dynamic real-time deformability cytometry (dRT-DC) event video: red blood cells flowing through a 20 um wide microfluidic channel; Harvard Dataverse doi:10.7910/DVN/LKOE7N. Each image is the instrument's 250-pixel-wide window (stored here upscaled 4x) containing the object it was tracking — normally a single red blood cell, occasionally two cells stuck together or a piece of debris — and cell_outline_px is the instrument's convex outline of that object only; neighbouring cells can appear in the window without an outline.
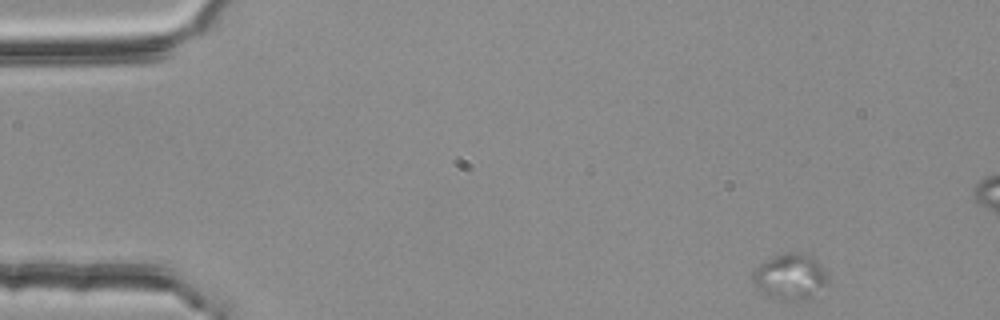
{"species": "common noctule bat (a hibernating species)", "species_latin": "Nyctalus noctula", "temperature_condition": "room temperature", "stored_images_in_passage": 51, "camera_frame_rate_fps": 3000, "um_per_image_px": 0.085, "animal": {"sex": "female", "body_mass_g": 25.1}, "frame": {"image": 1, "passage_image": 1, "time_ms": 0.0, "image_size_px": [1000, 320], "cell_outline_px": [[828, 280], [812, 300], [804, 304], [784, 304], [760, 292], [756, 288], [752, 280], [752, 272], [760, 264], [772, 256], [784, 252], [804, 252], [812, 256], [824, 268], [828, 276]], "centroid_in_image_um": [67.17, 23.61], "position_along_channel_um": 17.8, "area_um2": 21.44}}
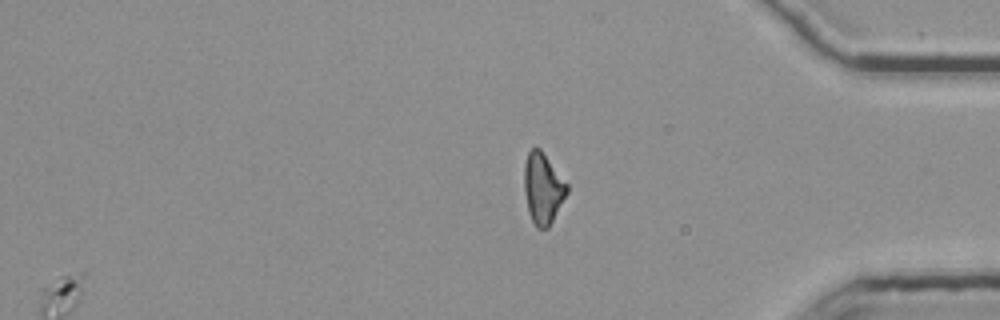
{"frame": {"image": 2, "passage_image": 51, "time_ms": 16.667, "image_size_px": [1000, 320], "cell_outline_px": [[568, 192], [548, 228], [536, 228], [528, 212], [524, 192], [524, 164], [528, 152], [532, 148], [540, 148], [568, 184]], "centroid_in_image_um": [46.14, 16.01], "position_along_channel_um": 389.1, "area_um2": 17.63}}